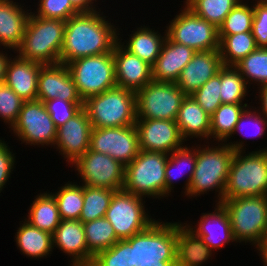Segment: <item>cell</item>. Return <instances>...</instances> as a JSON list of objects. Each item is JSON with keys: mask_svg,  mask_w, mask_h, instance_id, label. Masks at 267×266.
I'll return each mask as SVG.
<instances>
[{"mask_svg": "<svg viewBox=\"0 0 267 266\" xmlns=\"http://www.w3.org/2000/svg\"><path fill=\"white\" fill-rule=\"evenodd\" d=\"M21 143L32 146H54L57 127L42 101H24L11 131Z\"/></svg>", "mask_w": 267, "mask_h": 266, "instance_id": "13", "label": "cell"}, {"mask_svg": "<svg viewBox=\"0 0 267 266\" xmlns=\"http://www.w3.org/2000/svg\"><path fill=\"white\" fill-rule=\"evenodd\" d=\"M67 67L83 101L117 86L113 52L82 57Z\"/></svg>", "mask_w": 267, "mask_h": 266, "instance_id": "9", "label": "cell"}, {"mask_svg": "<svg viewBox=\"0 0 267 266\" xmlns=\"http://www.w3.org/2000/svg\"><path fill=\"white\" fill-rule=\"evenodd\" d=\"M253 108V109H252ZM247 107L243 113L241 114L238 122L235 125L234 131L232 135L234 134H241L243 137H251V138H257L261 137L263 135H266V129H267V119L266 117L256 108L252 106ZM252 128H250V127ZM249 127V128H247ZM248 129V133L246 132ZM253 131V132H252ZM247 135V136H246Z\"/></svg>", "mask_w": 267, "mask_h": 266, "instance_id": "42", "label": "cell"}, {"mask_svg": "<svg viewBox=\"0 0 267 266\" xmlns=\"http://www.w3.org/2000/svg\"><path fill=\"white\" fill-rule=\"evenodd\" d=\"M166 26L167 37L197 51L219 50L218 28L186 5Z\"/></svg>", "mask_w": 267, "mask_h": 266, "instance_id": "12", "label": "cell"}, {"mask_svg": "<svg viewBox=\"0 0 267 266\" xmlns=\"http://www.w3.org/2000/svg\"><path fill=\"white\" fill-rule=\"evenodd\" d=\"M24 103L5 82L0 83V118L11 128L17 121Z\"/></svg>", "mask_w": 267, "mask_h": 266, "instance_id": "44", "label": "cell"}, {"mask_svg": "<svg viewBox=\"0 0 267 266\" xmlns=\"http://www.w3.org/2000/svg\"><path fill=\"white\" fill-rule=\"evenodd\" d=\"M10 56L6 63L4 82L22 100H37L38 76L43 64Z\"/></svg>", "mask_w": 267, "mask_h": 266, "instance_id": "22", "label": "cell"}, {"mask_svg": "<svg viewBox=\"0 0 267 266\" xmlns=\"http://www.w3.org/2000/svg\"><path fill=\"white\" fill-rule=\"evenodd\" d=\"M66 21L47 19L30 13L20 46L15 50L18 57L43 65L60 63Z\"/></svg>", "mask_w": 267, "mask_h": 266, "instance_id": "3", "label": "cell"}, {"mask_svg": "<svg viewBox=\"0 0 267 266\" xmlns=\"http://www.w3.org/2000/svg\"><path fill=\"white\" fill-rule=\"evenodd\" d=\"M222 67L219 50L197 51L175 83L186 95H192Z\"/></svg>", "mask_w": 267, "mask_h": 266, "instance_id": "21", "label": "cell"}, {"mask_svg": "<svg viewBox=\"0 0 267 266\" xmlns=\"http://www.w3.org/2000/svg\"><path fill=\"white\" fill-rule=\"evenodd\" d=\"M139 266H176V261H160V264L139 265Z\"/></svg>", "mask_w": 267, "mask_h": 266, "instance_id": "53", "label": "cell"}, {"mask_svg": "<svg viewBox=\"0 0 267 266\" xmlns=\"http://www.w3.org/2000/svg\"><path fill=\"white\" fill-rule=\"evenodd\" d=\"M26 216L25 220L32 226L52 235L61 222L56 200L47 191L35 197Z\"/></svg>", "mask_w": 267, "mask_h": 266, "instance_id": "32", "label": "cell"}, {"mask_svg": "<svg viewBox=\"0 0 267 266\" xmlns=\"http://www.w3.org/2000/svg\"><path fill=\"white\" fill-rule=\"evenodd\" d=\"M91 130V121L84 109L57 128L54 147L67 164H73L89 149Z\"/></svg>", "mask_w": 267, "mask_h": 266, "instance_id": "17", "label": "cell"}, {"mask_svg": "<svg viewBox=\"0 0 267 266\" xmlns=\"http://www.w3.org/2000/svg\"><path fill=\"white\" fill-rule=\"evenodd\" d=\"M196 51L166 37L160 55L152 65V80L176 82L183 68L191 61Z\"/></svg>", "mask_w": 267, "mask_h": 266, "instance_id": "23", "label": "cell"}, {"mask_svg": "<svg viewBox=\"0 0 267 266\" xmlns=\"http://www.w3.org/2000/svg\"><path fill=\"white\" fill-rule=\"evenodd\" d=\"M234 67L243 76L248 87L253 83L259 87L267 84V47H257Z\"/></svg>", "mask_w": 267, "mask_h": 266, "instance_id": "37", "label": "cell"}, {"mask_svg": "<svg viewBox=\"0 0 267 266\" xmlns=\"http://www.w3.org/2000/svg\"><path fill=\"white\" fill-rule=\"evenodd\" d=\"M43 103L57 128L83 109V102H70L59 98L43 101Z\"/></svg>", "mask_w": 267, "mask_h": 266, "instance_id": "46", "label": "cell"}, {"mask_svg": "<svg viewBox=\"0 0 267 266\" xmlns=\"http://www.w3.org/2000/svg\"><path fill=\"white\" fill-rule=\"evenodd\" d=\"M245 153L234 151L223 199L267 196V147Z\"/></svg>", "mask_w": 267, "mask_h": 266, "instance_id": "5", "label": "cell"}, {"mask_svg": "<svg viewBox=\"0 0 267 266\" xmlns=\"http://www.w3.org/2000/svg\"><path fill=\"white\" fill-rule=\"evenodd\" d=\"M248 103L243 104H221L210 116V139L213 142L226 143L234 151H245L244 141H228L232 136L235 125L243 111L248 107ZM241 141V142H240ZM228 142V143H227Z\"/></svg>", "mask_w": 267, "mask_h": 266, "instance_id": "27", "label": "cell"}, {"mask_svg": "<svg viewBox=\"0 0 267 266\" xmlns=\"http://www.w3.org/2000/svg\"><path fill=\"white\" fill-rule=\"evenodd\" d=\"M256 48L252 31L219 35V53L223 66H235Z\"/></svg>", "mask_w": 267, "mask_h": 266, "instance_id": "34", "label": "cell"}, {"mask_svg": "<svg viewBox=\"0 0 267 266\" xmlns=\"http://www.w3.org/2000/svg\"><path fill=\"white\" fill-rule=\"evenodd\" d=\"M59 98L70 102H83L66 64L43 65L37 83V100Z\"/></svg>", "mask_w": 267, "mask_h": 266, "instance_id": "18", "label": "cell"}, {"mask_svg": "<svg viewBox=\"0 0 267 266\" xmlns=\"http://www.w3.org/2000/svg\"><path fill=\"white\" fill-rule=\"evenodd\" d=\"M135 128L142 151L170 154L185 144L176 120L137 119Z\"/></svg>", "mask_w": 267, "mask_h": 266, "instance_id": "16", "label": "cell"}, {"mask_svg": "<svg viewBox=\"0 0 267 266\" xmlns=\"http://www.w3.org/2000/svg\"><path fill=\"white\" fill-rule=\"evenodd\" d=\"M53 247L71 258L69 266H88L86 235L80 220H61L53 234Z\"/></svg>", "mask_w": 267, "mask_h": 266, "instance_id": "24", "label": "cell"}, {"mask_svg": "<svg viewBox=\"0 0 267 266\" xmlns=\"http://www.w3.org/2000/svg\"><path fill=\"white\" fill-rule=\"evenodd\" d=\"M245 79L234 66L221 68L220 97L222 104H242L247 91Z\"/></svg>", "mask_w": 267, "mask_h": 266, "instance_id": "39", "label": "cell"}, {"mask_svg": "<svg viewBox=\"0 0 267 266\" xmlns=\"http://www.w3.org/2000/svg\"><path fill=\"white\" fill-rule=\"evenodd\" d=\"M176 123L184 141L188 138H202L209 141L210 138V115L195 101L191 95L183 99Z\"/></svg>", "mask_w": 267, "mask_h": 266, "instance_id": "26", "label": "cell"}, {"mask_svg": "<svg viewBox=\"0 0 267 266\" xmlns=\"http://www.w3.org/2000/svg\"><path fill=\"white\" fill-rule=\"evenodd\" d=\"M83 224L88 247V266H90L93 258L98 253L109 249L120 239L105 217Z\"/></svg>", "mask_w": 267, "mask_h": 266, "instance_id": "33", "label": "cell"}, {"mask_svg": "<svg viewBox=\"0 0 267 266\" xmlns=\"http://www.w3.org/2000/svg\"><path fill=\"white\" fill-rule=\"evenodd\" d=\"M71 166L77 175L80 174L83 185L115 191L123 189L125 166L109 155L88 149Z\"/></svg>", "mask_w": 267, "mask_h": 266, "instance_id": "14", "label": "cell"}, {"mask_svg": "<svg viewBox=\"0 0 267 266\" xmlns=\"http://www.w3.org/2000/svg\"><path fill=\"white\" fill-rule=\"evenodd\" d=\"M23 7L13 0H0V49L15 52L20 46L31 13Z\"/></svg>", "mask_w": 267, "mask_h": 266, "instance_id": "25", "label": "cell"}, {"mask_svg": "<svg viewBox=\"0 0 267 266\" xmlns=\"http://www.w3.org/2000/svg\"><path fill=\"white\" fill-rule=\"evenodd\" d=\"M97 10L79 13L66 21L60 63L68 64L76 59L113 52L118 42L120 28L112 25ZM116 26V27H115Z\"/></svg>", "mask_w": 267, "mask_h": 266, "instance_id": "1", "label": "cell"}, {"mask_svg": "<svg viewBox=\"0 0 267 266\" xmlns=\"http://www.w3.org/2000/svg\"><path fill=\"white\" fill-rule=\"evenodd\" d=\"M248 1H240L231 10L219 26L218 35H233L252 31L254 8L253 4H250L252 6L247 5L249 4Z\"/></svg>", "mask_w": 267, "mask_h": 266, "instance_id": "40", "label": "cell"}, {"mask_svg": "<svg viewBox=\"0 0 267 266\" xmlns=\"http://www.w3.org/2000/svg\"><path fill=\"white\" fill-rule=\"evenodd\" d=\"M90 150L109 155L122 165H128L140 152L135 125L94 128L90 133Z\"/></svg>", "mask_w": 267, "mask_h": 266, "instance_id": "15", "label": "cell"}, {"mask_svg": "<svg viewBox=\"0 0 267 266\" xmlns=\"http://www.w3.org/2000/svg\"><path fill=\"white\" fill-rule=\"evenodd\" d=\"M159 31L151 29L148 26L141 25L137 28V31L128 36V41L122 42V46L131 52L132 54L138 56L143 61L147 62L149 65H153L157 57L160 55L163 43L166 40L167 34L164 32V36L160 34Z\"/></svg>", "mask_w": 267, "mask_h": 266, "instance_id": "30", "label": "cell"}, {"mask_svg": "<svg viewBox=\"0 0 267 266\" xmlns=\"http://www.w3.org/2000/svg\"><path fill=\"white\" fill-rule=\"evenodd\" d=\"M230 218L237 243L257 248L267 233V196H240L221 202Z\"/></svg>", "mask_w": 267, "mask_h": 266, "instance_id": "6", "label": "cell"}, {"mask_svg": "<svg viewBox=\"0 0 267 266\" xmlns=\"http://www.w3.org/2000/svg\"><path fill=\"white\" fill-rule=\"evenodd\" d=\"M50 193L56 200L61 220H79L84 201L83 184L68 181L57 192Z\"/></svg>", "mask_w": 267, "mask_h": 266, "instance_id": "35", "label": "cell"}, {"mask_svg": "<svg viewBox=\"0 0 267 266\" xmlns=\"http://www.w3.org/2000/svg\"><path fill=\"white\" fill-rule=\"evenodd\" d=\"M10 150L8 143L0 138V193L15 168V154Z\"/></svg>", "mask_w": 267, "mask_h": 266, "instance_id": "48", "label": "cell"}, {"mask_svg": "<svg viewBox=\"0 0 267 266\" xmlns=\"http://www.w3.org/2000/svg\"><path fill=\"white\" fill-rule=\"evenodd\" d=\"M258 90H260L257 94L259 97V102L261 101L260 106H258V110L266 117L267 119V84L261 86V87H257Z\"/></svg>", "mask_w": 267, "mask_h": 266, "instance_id": "50", "label": "cell"}, {"mask_svg": "<svg viewBox=\"0 0 267 266\" xmlns=\"http://www.w3.org/2000/svg\"><path fill=\"white\" fill-rule=\"evenodd\" d=\"M185 97L175 82L152 80L136 92L137 119L176 120Z\"/></svg>", "mask_w": 267, "mask_h": 266, "instance_id": "10", "label": "cell"}, {"mask_svg": "<svg viewBox=\"0 0 267 266\" xmlns=\"http://www.w3.org/2000/svg\"><path fill=\"white\" fill-rule=\"evenodd\" d=\"M213 212L202 213V216L195 225L184 223L187 228L214 252L223 249L226 244L236 242L231 228L230 218L222 203H216ZM190 224V225H189Z\"/></svg>", "mask_w": 267, "mask_h": 266, "instance_id": "20", "label": "cell"}, {"mask_svg": "<svg viewBox=\"0 0 267 266\" xmlns=\"http://www.w3.org/2000/svg\"><path fill=\"white\" fill-rule=\"evenodd\" d=\"M94 128L125 127L135 125L136 92L116 86L83 101Z\"/></svg>", "mask_w": 267, "mask_h": 266, "instance_id": "4", "label": "cell"}, {"mask_svg": "<svg viewBox=\"0 0 267 266\" xmlns=\"http://www.w3.org/2000/svg\"><path fill=\"white\" fill-rule=\"evenodd\" d=\"M4 52L3 49L0 51V83L4 82L6 63L9 59L8 54Z\"/></svg>", "mask_w": 267, "mask_h": 266, "instance_id": "51", "label": "cell"}, {"mask_svg": "<svg viewBox=\"0 0 267 266\" xmlns=\"http://www.w3.org/2000/svg\"><path fill=\"white\" fill-rule=\"evenodd\" d=\"M15 233L17 248L25 256L39 259L47 258L53 252V235L32 226L25 219Z\"/></svg>", "mask_w": 267, "mask_h": 266, "instance_id": "31", "label": "cell"}, {"mask_svg": "<svg viewBox=\"0 0 267 266\" xmlns=\"http://www.w3.org/2000/svg\"><path fill=\"white\" fill-rule=\"evenodd\" d=\"M240 1L242 0H185L184 4L200 18L219 28Z\"/></svg>", "mask_w": 267, "mask_h": 266, "instance_id": "38", "label": "cell"}, {"mask_svg": "<svg viewBox=\"0 0 267 266\" xmlns=\"http://www.w3.org/2000/svg\"><path fill=\"white\" fill-rule=\"evenodd\" d=\"M35 16L47 19H60L67 21L79 12L73 7L70 0H39Z\"/></svg>", "mask_w": 267, "mask_h": 266, "instance_id": "45", "label": "cell"}, {"mask_svg": "<svg viewBox=\"0 0 267 266\" xmlns=\"http://www.w3.org/2000/svg\"><path fill=\"white\" fill-rule=\"evenodd\" d=\"M115 190L83 185V208L79 220L83 223L103 218Z\"/></svg>", "mask_w": 267, "mask_h": 266, "instance_id": "36", "label": "cell"}, {"mask_svg": "<svg viewBox=\"0 0 267 266\" xmlns=\"http://www.w3.org/2000/svg\"><path fill=\"white\" fill-rule=\"evenodd\" d=\"M218 146L196 145V166L187 194L188 198L199 197L209 191H216L217 200L223 201L225 185L233 160L234 150L226 143ZM210 146V147H209Z\"/></svg>", "mask_w": 267, "mask_h": 266, "instance_id": "2", "label": "cell"}, {"mask_svg": "<svg viewBox=\"0 0 267 266\" xmlns=\"http://www.w3.org/2000/svg\"><path fill=\"white\" fill-rule=\"evenodd\" d=\"M252 34L257 47H267V0H255Z\"/></svg>", "mask_w": 267, "mask_h": 266, "instance_id": "47", "label": "cell"}, {"mask_svg": "<svg viewBox=\"0 0 267 266\" xmlns=\"http://www.w3.org/2000/svg\"><path fill=\"white\" fill-rule=\"evenodd\" d=\"M195 166L196 147L194 145L188 147L184 144L181 148H178L177 150L168 154V160L165 168V198L168 197V195H171V192H173L172 190L175 186L174 184L179 181L178 179H182L186 172L187 179L185 180V191L183 192V195L187 194L191 179L194 174Z\"/></svg>", "mask_w": 267, "mask_h": 266, "instance_id": "29", "label": "cell"}, {"mask_svg": "<svg viewBox=\"0 0 267 266\" xmlns=\"http://www.w3.org/2000/svg\"><path fill=\"white\" fill-rule=\"evenodd\" d=\"M120 38L113 49L116 84L137 92L152 81V66L126 50Z\"/></svg>", "mask_w": 267, "mask_h": 266, "instance_id": "19", "label": "cell"}, {"mask_svg": "<svg viewBox=\"0 0 267 266\" xmlns=\"http://www.w3.org/2000/svg\"><path fill=\"white\" fill-rule=\"evenodd\" d=\"M73 4V7L79 12V13H90L95 12L96 5L94 4L97 2V0H70Z\"/></svg>", "mask_w": 267, "mask_h": 266, "instance_id": "49", "label": "cell"}, {"mask_svg": "<svg viewBox=\"0 0 267 266\" xmlns=\"http://www.w3.org/2000/svg\"><path fill=\"white\" fill-rule=\"evenodd\" d=\"M213 251L182 222H176V266H200Z\"/></svg>", "mask_w": 267, "mask_h": 266, "instance_id": "28", "label": "cell"}, {"mask_svg": "<svg viewBox=\"0 0 267 266\" xmlns=\"http://www.w3.org/2000/svg\"><path fill=\"white\" fill-rule=\"evenodd\" d=\"M221 69L191 96L204 109L208 115H212L222 104L220 97Z\"/></svg>", "mask_w": 267, "mask_h": 266, "instance_id": "43", "label": "cell"}, {"mask_svg": "<svg viewBox=\"0 0 267 266\" xmlns=\"http://www.w3.org/2000/svg\"><path fill=\"white\" fill-rule=\"evenodd\" d=\"M126 240L132 245L135 266L176 261V222L155 220Z\"/></svg>", "mask_w": 267, "mask_h": 266, "instance_id": "8", "label": "cell"}, {"mask_svg": "<svg viewBox=\"0 0 267 266\" xmlns=\"http://www.w3.org/2000/svg\"><path fill=\"white\" fill-rule=\"evenodd\" d=\"M168 154L142 151L125 166L123 190L142 198L165 197V168Z\"/></svg>", "mask_w": 267, "mask_h": 266, "instance_id": "7", "label": "cell"}, {"mask_svg": "<svg viewBox=\"0 0 267 266\" xmlns=\"http://www.w3.org/2000/svg\"><path fill=\"white\" fill-rule=\"evenodd\" d=\"M90 266H135L132 245L118 240L112 247L98 253Z\"/></svg>", "mask_w": 267, "mask_h": 266, "instance_id": "41", "label": "cell"}, {"mask_svg": "<svg viewBox=\"0 0 267 266\" xmlns=\"http://www.w3.org/2000/svg\"><path fill=\"white\" fill-rule=\"evenodd\" d=\"M258 250L260 257L263 259L264 266H267V233L265 234L263 241L256 248Z\"/></svg>", "mask_w": 267, "mask_h": 266, "instance_id": "52", "label": "cell"}, {"mask_svg": "<svg viewBox=\"0 0 267 266\" xmlns=\"http://www.w3.org/2000/svg\"><path fill=\"white\" fill-rule=\"evenodd\" d=\"M125 190L116 191L105 213L120 240H125L145 230L155 219L145 209V201ZM147 211V212H146Z\"/></svg>", "mask_w": 267, "mask_h": 266, "instance_id": "11", "label": "cell"}]
</instances>
